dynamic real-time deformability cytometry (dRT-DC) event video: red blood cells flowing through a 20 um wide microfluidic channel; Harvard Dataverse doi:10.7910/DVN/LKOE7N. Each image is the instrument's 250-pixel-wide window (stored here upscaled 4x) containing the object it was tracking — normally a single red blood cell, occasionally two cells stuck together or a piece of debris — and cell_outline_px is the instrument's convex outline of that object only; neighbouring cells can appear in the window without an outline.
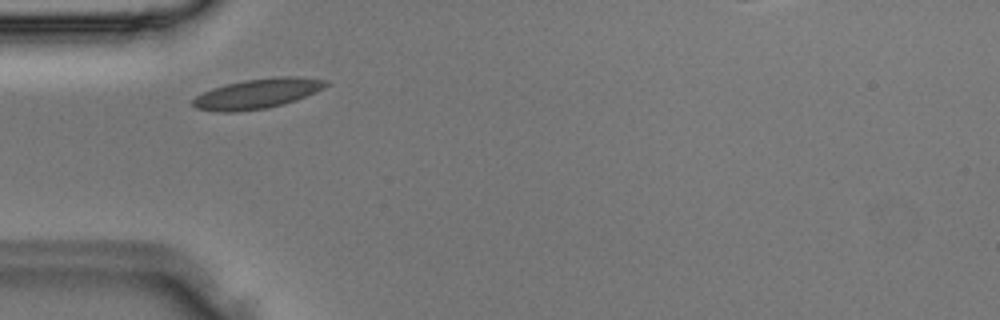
{"species": "Egyptian fruit bat (a non-hibernating species)", "species_latin": "Rousettus aegyptiacus", "temperature_condition": "room temperature", "stored_images_in_passage": 4, "camera_frame_rate_fps": 3000, "um_per_image_px": 0.085, "animal": {"sex": "male"}, "frame": {"image": 1, "passage_image": 4, "time_ms": 1.0, "image_size_px": [1000, 320], "cell_outline_px": [[328, 84], [324, 88], [316, 92], [296, 100], [284, 104], [264, 108], [232, 112], [220, 112], [196, 108], [192, 104], [192, 100], [196, 96], [212, 88], [244, 80], [280, 76], [300, 76], [328, 80]], "centroid_in_image_um": [21.91, 7.94], "position_along_channel_um": 63.1, "area_um2": 23.06}}